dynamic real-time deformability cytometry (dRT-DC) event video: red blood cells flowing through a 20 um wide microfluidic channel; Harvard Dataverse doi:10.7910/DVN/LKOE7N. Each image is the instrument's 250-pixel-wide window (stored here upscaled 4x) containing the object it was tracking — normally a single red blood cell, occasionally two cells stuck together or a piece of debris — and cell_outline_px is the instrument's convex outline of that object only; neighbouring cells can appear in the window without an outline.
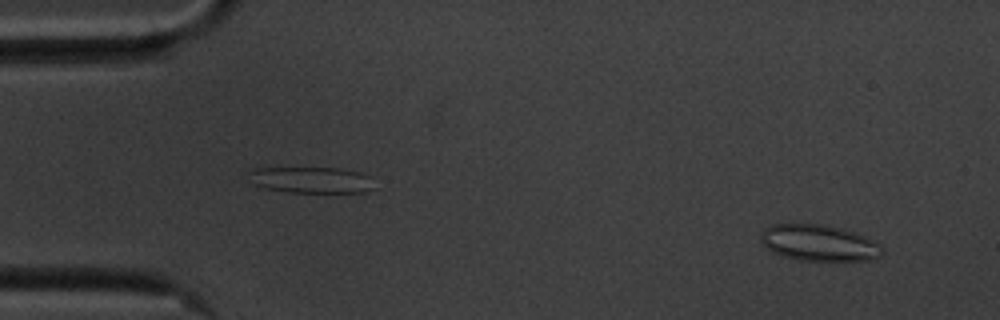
{"species": "common noctule bat (a hibernating species)", "species_latin": "Nyctalus noctula", "temperature_condition": "cold", "stored_images_in_passage": 54, "camera_frame_rate_fps": 3000, "um_per_image_px": 0.085, "animal": {"sex": "male", "body_mass_g": 20.1, "forearm_length_mm": 53.5}, "frame": {"image": 1, "passage_image": 1, "time_ms": 0.0, "image_size_px": [1000, 320], "cell_outline_px": [[884, 252], [880, 256], [868, 260], [800, 260], [780, 256], [772, 252], [760, 240], [760, 232], [764, 228], [772, 224], [820, 224], [852, 232], [864, 236], [880, 244], [884, 248]], "centroid_in_image_um": [69.57, 20.65], "position_along_channel_um": 15.4, "area_um2": 25.49}}
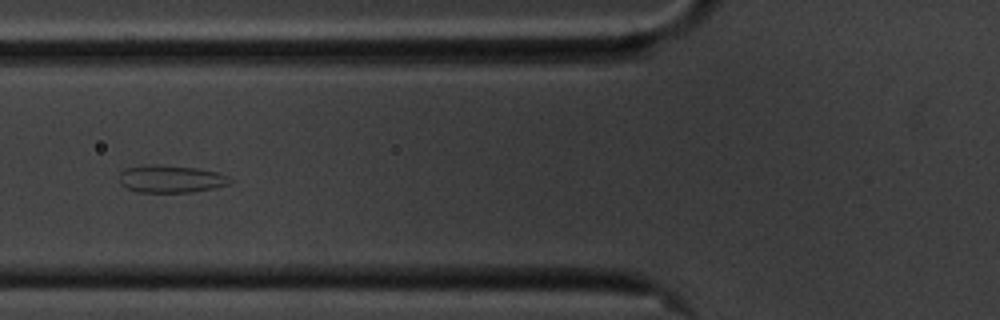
{"frame": {"image": 2, "passage_image": 18, "time_ms": 5.667, "image_size_px": [1000, 320], "cell_outline_px": [[232, 180], [228, 184], [212, 188], [192, 192], [136, 192], [120, 184], [120, 172], [124, 168], [148, 164], [152, 164], [196, 168], [216, 172], [228, 176]], "centroid_in_image_um": [14.48, 15.2], "position_along_channel_um": 111.3, "area_um2": 17.63}}
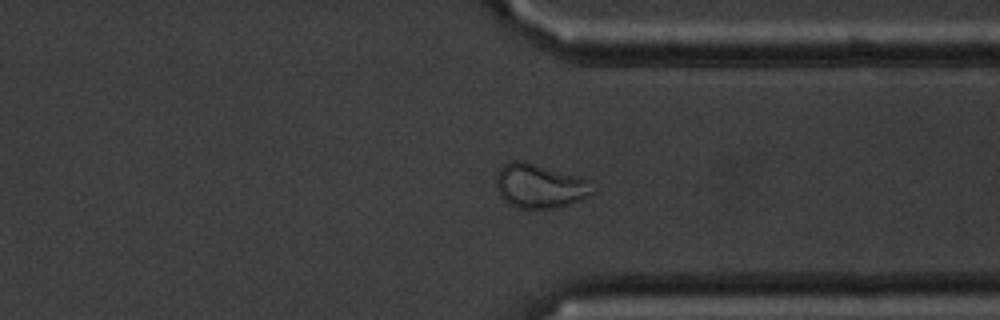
{"frame": {"image": 3, "passage_image": 40, "time_ms": 13.0, "image_size_px": [1000, 320], "cell_outline_px": [[592, 192], [588, 196], [580, 200], [556, 208], [516, 208], [508, 204], [500, 196], [496, 188], [496, 176], [500, 168], [508, 160], [524, 160], [576, 176], [588, 180]], "centroid_in_image_um": [45.79, 15.8], "position_along_channel_um": 365.6, "area_um2": 24.68}, "authors_computed_cell_mechanics": {"area_um2": 21.7906, "velocity_mm_per_s": 3.48, "shape_relaxation_time_tau1_ms": null, "shape_relaxation_time_tau2_ms": 1.2535, "deformation_change_tau1": null, "deformation_change_tau2": 0.0718}}